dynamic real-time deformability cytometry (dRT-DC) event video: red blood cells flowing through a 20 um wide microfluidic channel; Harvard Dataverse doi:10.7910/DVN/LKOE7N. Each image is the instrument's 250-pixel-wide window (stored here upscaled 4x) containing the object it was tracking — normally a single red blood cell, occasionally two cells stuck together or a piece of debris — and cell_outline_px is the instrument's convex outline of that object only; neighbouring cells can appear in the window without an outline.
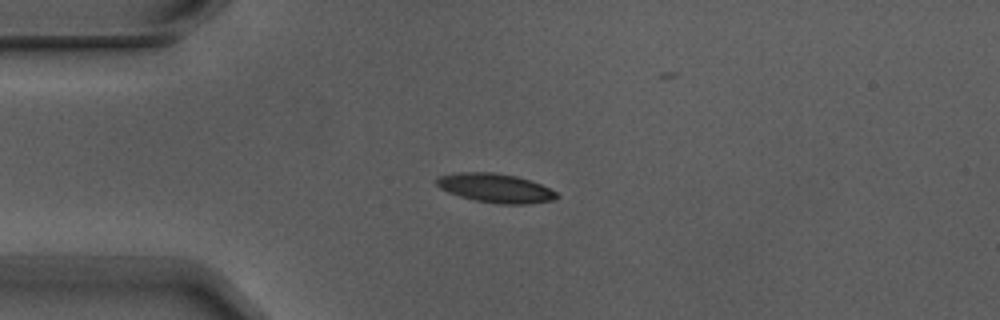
{"species": "Egyptian fruit bat (a non-hibernating species)", "species_latin": "Rousettus aegyptiacus", "temperature_condition": "warm", "stored_images_in_passage": 3, "camera_frame_rate_fps": 3000, "um_per_image_px": 0.085, "animal": {"sex": "male"}, "frame": {"image": 1, "passage_image": 1, "time_ms": 0.0, "image_size_px": [1000, 320], "cell_outline_px": [[560, 196], [552, 200], [528, 204], [500, 204], [476, 200], [460, 196], [448, 192], [440, 188], [436, 184], [436, 180], [440, 176], [456, 172], [492, 172], [516, 176], [540, 184], [556, 192]], "centroid_in_image_um": [42.1, 15.98], "position_along_channel_um": 42.9, "area_um2": 20.11}}